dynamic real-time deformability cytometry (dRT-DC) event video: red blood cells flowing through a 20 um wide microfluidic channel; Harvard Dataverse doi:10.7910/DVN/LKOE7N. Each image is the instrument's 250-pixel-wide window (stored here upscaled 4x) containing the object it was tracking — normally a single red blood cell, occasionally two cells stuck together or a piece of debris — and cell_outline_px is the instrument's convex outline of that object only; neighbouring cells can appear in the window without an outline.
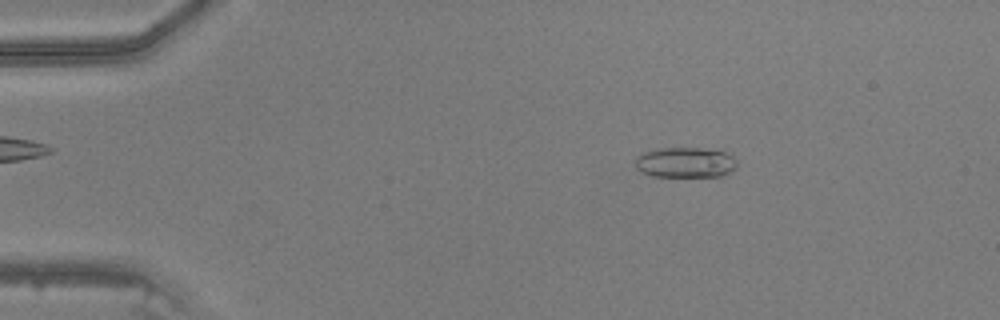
{"species": "common noctule bat (a hibernating species)", "species_latin": "Nyctalus noctula", "temperature_condition": "warm", "stored_images_in_passage": 47, "camera_frame_rate_fps": 3000, "um_per_image_px": 0.085, "animal": {"sex": "male", "body_mass_g": 20.5, "forearm_length_mm": 52.5}, "frame": {"image": 1, "passage_image": 8, "time_ms": 2.333, "image_size_px": [1000, 320], "cell_outline_px": [[736, 168], [732, 172], [720, 176], [652, 176], [640, 172], [636, 168], [636, 156], [640, 152], [656, 148], [700, 148], [724, 152], [732, 156], [736, 160]], "centroid_in_image_um": [58.21, 13.8], "position_along_channel_um": 26.8, "area_um2": 18.15}}
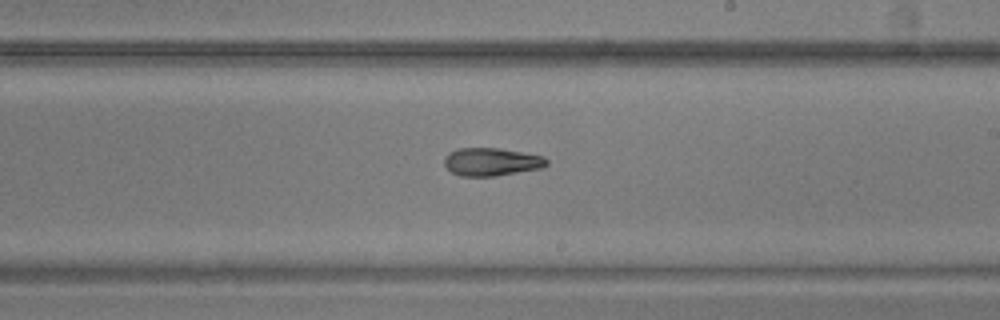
{"frame": {"image": 2, "passage_image": 28, "time_ms": 9.0, "image_size_px": [1000, 320], "cell_outline_px": [[548, 164], [540, 168], [496, 176], [460, 176], [452, 172], [444, 164], [444, 156], [448, 152], [456, 148], [500, 148], [544, 156], [548, 160]], "centroid_in_image_um": [41.75, 13.74], "position_along_channel_um": 247.2, "area_um2": 16.76}}
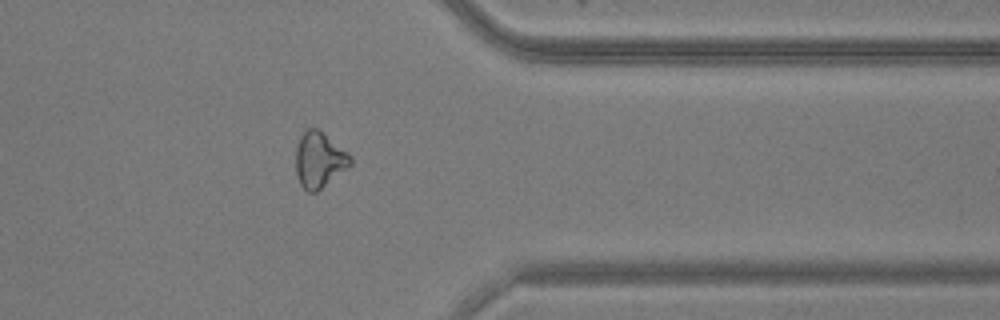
{"frame": {"image": 3, "passage_image": 38, "time_ms": 12.333, "image_size_px": [1000, 320], "cell_outline_px": [[352, 164], [316, 192], [308, 192], [300, 184], [296, 176], [296, 144], [300, 136], [308, 128], [316, 128], [348, 152], [352, 156]], "centroid_in_image_um": [27.12, 13.59], "position_along_channel_um": 384.3, "area_um2": 17.57}}